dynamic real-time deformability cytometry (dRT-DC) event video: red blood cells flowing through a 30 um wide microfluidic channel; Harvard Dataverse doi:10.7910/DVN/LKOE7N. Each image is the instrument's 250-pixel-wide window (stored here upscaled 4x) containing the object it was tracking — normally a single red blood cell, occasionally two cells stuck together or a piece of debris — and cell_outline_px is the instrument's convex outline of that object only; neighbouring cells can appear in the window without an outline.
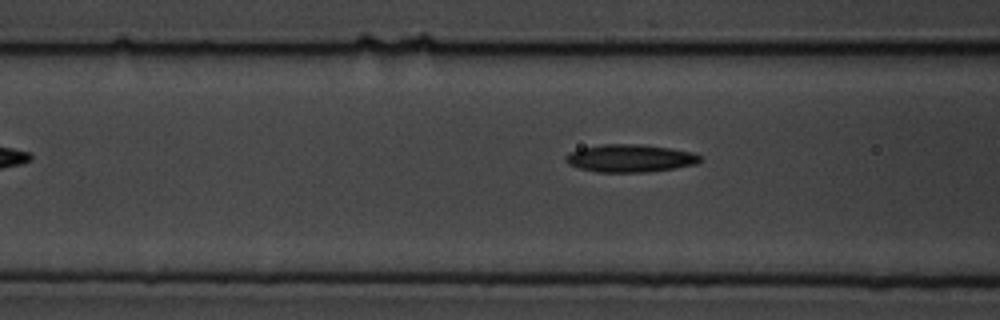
{"species": "common noctule bat (a hibernating species)", "species_latin": "Nyctalus noctula", "temperature_condition": "cold", "stored_images_in_passage": 5, "camera_frame_rate_fps": 3000, "um_per_image_px": 0.085, "animal": {"sex": "male", "body_mass_g": 19.5, "forearm_length_mm": 54.6}, "frame": {"image": 1, "passage_image": 5, "time_ms": 4.333, "image_size_px": [1000, 320], "cell_outline_px": [[700, 160], [696, 164], [648, 172], [596, 172], [580, 168], [568, 164], [564, 160], [564, 156], [568, 152], [580, 148], [604, 144], [640, 144], [672, 148], [692, 152], [700, 156]], "centroid_in_image_um": [53.5, 13.44], "position_along_channel_um": 113.1, "area_um2": 21.73}}